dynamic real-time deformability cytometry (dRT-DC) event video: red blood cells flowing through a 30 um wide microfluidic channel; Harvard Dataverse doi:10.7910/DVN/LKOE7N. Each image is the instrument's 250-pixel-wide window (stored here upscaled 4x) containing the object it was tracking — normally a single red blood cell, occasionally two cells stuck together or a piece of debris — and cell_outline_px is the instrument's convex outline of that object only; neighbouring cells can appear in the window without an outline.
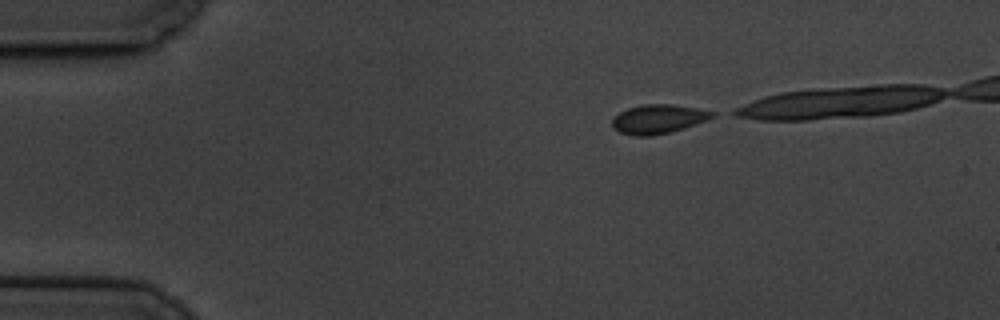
{"species": "common noctule bat (a hibernating species)", "species_latin": "Nyctalus noctula", "temperature_condition": "cold", "stored_images_in_passage": 4, "camera_frame_rate_fps": 3000, "um_per_image_px": 0.085, "animal": {"sex": "male", "body_mass_g": 19.5, "forearm_length_mm": 54.6}, "frame": {"image": 1, "passage_image": 1, "time_ms": 0.0, "image_size_px": [1000, 320], "cell_outline_px": [[716, 116], [708, 120], [684, 128], [652, 136], [632, 136], [620, 132], [612, 128], [612, 120], [620, 112], [628, 108], [644, 104], [672, 104], [696, 108], [716, 112]], "centroid_in_image_um": [55.96, 10.12], "position_along_channel_um": 29.0, "area_um2": 16.99}}